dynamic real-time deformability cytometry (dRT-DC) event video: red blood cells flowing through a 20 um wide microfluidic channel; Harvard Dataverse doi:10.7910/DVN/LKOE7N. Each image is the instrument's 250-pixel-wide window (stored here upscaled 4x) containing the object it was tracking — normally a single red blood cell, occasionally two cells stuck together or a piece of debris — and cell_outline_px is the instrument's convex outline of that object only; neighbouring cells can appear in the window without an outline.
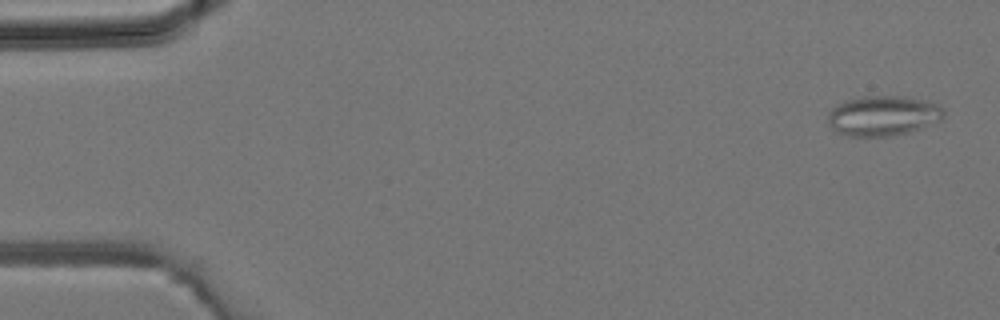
{"species": "common noctule bat (a hibernating species)", "species_latin": "Nyctalus noctula", "temperature_condition": "room temperature", "stored_images_in_passage": 4, "camera_frame_rate_fps": 3000, "um_per_image_px": 0.085, "animal": {"sex": "male", "body_mass_g": 19.2, "forearm_length_mm": 51.8}, "frame": {"image": 1, "passage_image": 1, "time_ms": 0.0, "image_size_px": [1000, 320], "cell_outline_px": [[944, 116], [940, 120], [920, 128], [892, 136], [848, 136], [836, 132], [832, 128], [828, 120], [828, 112], [836, 104], [844, 100], [864, 96], [900, 96], [924, 100], [936, 104], [944, 112]], "centroid_in_image_um": [75.0, 9.83], "position_along_channel_um": 10.0, "area_um2": 26.88}}